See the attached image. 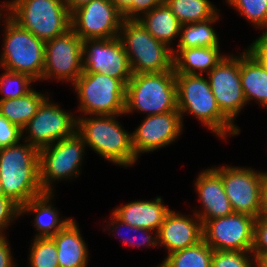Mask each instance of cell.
Here are the masks:
<instances>
[{"label":"cell","mask_w":267,"mask_h":267,"mask_svg":"<svg viewBox=\"0 0 267 267\" xmlns=\"http://www.w3.org/2000/svg\"><path fill=\"white\" fill-rule=\"evenodd\" d=\"M21 142L0 148L3 191L5 197L19 207L44 193L40 183L39 149L26 141Z\"/></svg>","instance_id":"6da1fadb"},{"label":"cell","mask_w":267,"mask_h":267,"mask_svg":"<svg viewBox=\"0 0 267 267\" xmlns=\"http://www.w3.org/2000/svg\"><path fill=\"white\" fill-rule=\"evenodd\" d=\"M177 84V109L183 116L191 114L203 126L221 139L240 134V128L233 124L219 109L207 77L203 75L175 74Z\"/></svg>","instance_id":"7a4b0ae2"},{"label":"cell","mask_w":267,"mask_h":267,"mask_svg":"<svg viewBox=\"0 0 267 267\" xmlns=\"http://www.w3.org/2000/svg\"><path fill=\"white\" fill-rule=\"evenodd\" d=\"M123 115L77 116V132L87 147L105 160L122 167L138 161L132 147V135L118 122Z\"/></svg>","instance_id":"3957f363"},{"label":"cell","mask_w":267,"mask_h":267,"mask_svg":"<svg viewBox=\"0 0 267 267\" xmlns=\"http://www.w3.org/2000/svg\"><path fill=\"white\" fill-rule=\"evenodd\" d=\"M134 111L146 116L178 111L174 68L165 72L132 75L126 84L124 115Z\"/></svg>","instance_id":"277c9868"},{"label":"cell","mask_w":267,"mask_h":267,"mask_svg":"<svg viewBox=\"0 0 267 267\" xmlns=\"http://www.w3.org/2000/svg\"><path fill=\"white\" fill-rule=\"evenodd\" d=\"M3 50L0 68L15 73H25L41 81L45 62V41L21 27L5 13Z\"/></svg>","instance_id":"5b68a950"},{"label":"cell","mask_w":267,"mask_h":267,"mask_svg":"<svg viewBox=\"0 0 267 267\" xmlns=\"http://www.w3.org/2000/svg\"><path fill=\"white\" fill-rule=\"evenodd\" d=\"M133 74L173 69V49L155 39L138 20L124 19L119 32Z\"/></svg>","instance_id":"8992f818"},{"label":"cell","mask_w":267,"mask_h":267,"mask_svg":"<svg viewBox=\"0 0 267 267\" xmlns=\"http://www.w3.org/2000/svg\"><path fill=\"white\" fill-rule=\"evenodd\" d=\"M10 17L37 38L48 41L71 29L65 0H9Z\"/></svg>","instance_id":"52a82bcc"},{"label":"cell","mask_w":267,"mask_h":267,"mask_svg":"<svg viewBox=\"0 0 267 267\" xmlns=\"http://www.w3.org/2000/svg\"><path fill=\"white\" fill-rule=\"evenodd\" d=\"M71 85L79 100L81 116L124 114L126 85L120 79L83 71Z\"/></svg>","instance_id":"ba28073f"},{"label":"cell","mask_w":267,"mask_h":267,"mask_svg":"<svg viewBox=\"0 0 267 267\" xmlns=\"http://www.w3.org/2000/svg\"><path fill=\"white\" fill-rule=\"evenodd\" d=\"M82 136L76 131L54 144L39 149L40 183L44 192H54V183L80 176L86 151Z\"/></svg>","instance_id":"9c48e42d"},{"label":"cell","mask_w":267,"mask_h":267,"mask_svg":"<svg viewBox=\"0 0 267 267\" xmlns=\"http://www.w3.org/2000/svg\"><path fill=\"white\" fill-rule=\"evenodd\" d=\"M222 177L225 193L234 212L257 218L261 215L264 171L252 167L223 165L214 167Z\"/></svg>","instance_id":"30bf717a"},{"label":"cell","mask_w":267,"mask_h":267,"mask_svg":"<svg viewBox=\"0 0 267 267\" xmlns=\"http://www.w3.org/2000/svg\"><path fill=\"white\" fill-rule=\"evenodd\" d=\"M59 106L48 96L22 129V140L41 149L73 135L77 131V115Z\"/></svg>","instance_id":"8fae6325"},{"label":"cell","mask_w":267,"mask_h":267,"mask_svg":"<svg viewBox=\"0 0 267 267\" xmlns=\"http://www.w3.org/2000/svg\"><path fill=\"white\" fill-rule=\"evenodd\" d=\"M82 45L83 41L72 29L45 41L42 81L54 79L73 84L83 72Z\"/></svg>","instance_id":"7c38bea8"},{"label":"cell","mask_w":267,"mask_h":267,"mask_svg":"<svg viewBox=\"0 0 267 267\" xmlns=\"http://www.w3.org/2000/svg\"><path fill=\"white\" fill-rule=\"evenodd\" d=\"M123 21L112 0H92L71 13V29L82 41L118 37Z\"/></svg>","instance_id":"4fadbf2b"},{"label":"cell","mask_w":267,"mask_h":267,"mask_svg":"<svg viewBox=\"0 0 267 267\" xmlns=\"http://www.w3.org/2000/svg\"><path fill=\"white\" fill-rule=\"evenodd\" d=\"M206 76L220 111L235 124L247 105L240 78V55L226 54Z\"/></svg>","instance_id":"5bb4252c"},{"label":"cell","mask_w":267,"mask_h":267,"mask_svg":"<svg viewBox=\"0 0 267 267\" xmlns=\"http://www.w3.org/2000/svg\"><path fill=\"white\" fill-rule=\"evenodd\" d=\"M83 71L120 79L125 85L133 73L123 43L118 37L87 39L82 45Z\"/></svg>","instance_id":"9a60e30c"},{"label":"cell","mask_w":267,"mask_h":267,"mask_svg":"<svg viewBox=\"0 0 267 267\" xmlns=\"http://www.w3.org/2000/svg\"><path fill=\"white\" fill-rule=\"evenodd\" d=\"M255 218L233 212L208 220L203 225V240L215 251H251Z\"/></svg>","instance_id":"2e32d148"},{"label":"cell","mask_w":267,"mask_h":267,"mask_svg":"<svg viewBox=\"0 0 267 267\" xmlns=\"http://www.w3.org/2000/svg\"><path fill=\"white\" fill-rule=\"evenodd\" d=\"M183 123L179 111L146 116L131 133L132 147L136 157L166 148L175 142L183 134Z\"/></svg>","instance_id":"e0dca14e"},{"label":"cell","mask_w":267,"mask_h":267,"mask_svg":"<svg viewBox=\"0 0 267 267\" xmlns=\"http://www.w3.org/2000/svg\"><path fill=\"white\" fill-rule=\"evenodd\" d=\"M171 211L166 215L157 236L158 245L167 250L168 255L198 244L203 240V224L200 218Z\"/></svg>","instance_id":"ac0fdd59"},{"label":"cell","mask_w":267,"mask_h":267,"mask_svg":"<svg viewBox=\"0 0 267 267\" xmlns=\"http://www.w3.org/2000/svg\"><path fill=\"white\" fill-rule=\"evenodd\" d=\"M194 186L202 207L193 212L195 211L203 225L208 220L234 212L225 193L221 174L213 166L198 174Z\"/></svg>","instance_id":"d6986e66"},{"label":"cell","mask_w":267,"mask_h":267,"mask_svg":"<svg viewBox=\"0 0 267 267\" xmlns=\"http://www.w3.org/2000/svg\"><path fill=\"white\" fill-rule=\"evenodd\" d=\"M161 196L152 200H137L118 206L112 212L128 225L158 232L171 209Z\"/></svg>","instance_id":"ffe728a7"},{"label":"cell","mask_w":267,"mask_h":267,"mask_svg":"<svg viewBox=\"0 0 267 267\" xmlns=\"http://www.w3.org/2000/svg\"><path fill=\"white\" fill-rule=\"evenodd\" d=\"M55 192H44L30 199L20 207V217L25 214H35L33 225L36 228L34 238H45L55 236L73 218L62 219L60 212L52 205ZM52 200V201H51Z\"/></svg>","instance_id":"44dd1931"},{"label":"cell","mask_w":267,"mask_h":267,"mask_svg":"<svg viewBox=\"0 0 267 267\" xmlns=\"http://www.w3.org/2000/svg\"><path fill=\"white\" fill-rule=\"evenodd\" d=\"M222 54L220 46L174 48L175 74L207 75L226 56Z\"/></svg>","instance_id":"7402d4cb"},{"label":"cell","mask_w":267,"mask_h":267,"mask_svg":"<svg viewBox=\"0 0 267 267\" xmlns=\"http://www.w3.org/2000/svg\"><path fill=\"white\" fill-rule=\"evenodd\" d=\"M240 54V78L246 98L267 109V67L247 48Z\"/></svg>","instance_id":"603a6c76"},{"label":"cell","mask_w":267,"mask_h":267,"mask_svg":"<svg viewBox=\"0 0 267 267\" xmlns=\"http://www.w3.org/2000/svg\"><path fill=\"white\" fill-rule=\"evenodd\" d=\"M51 238L57 247L59 267H87L88 247L74 218Z\"/></svg>","instance_id":"cb8c5ba5"},{"label":"cell","mask_w":267,"mask_h":267,"mask_svg":"<svg viewBox=\"0 0 267 267\" xmlns=\"http://www.w3.org/2000/svg\"><path fill=\"white\" fill-rule=\"evenodd\" d=\"M138 21L155 39L168 47L180 36L182 24L164 1L142 15Z\"/></svg>","instance_id":"d4e9b609"},{"label":"cell","mask_w":267,"mask_h":267,"mask_svg":"<svg viewBox=\"0 0 267 267\" xmlns=\"http://www.w3.org/2000/svg\"><path fill=\"white\" fill-rule=\"evenodd\" d=\"M50 95L37 92L34 88L21 97L0 100V115L23 129L36 114L42 102Z\"/></svg>","instance_id":"484cf974"},{"label":"cell","mask_w":267,"mask_h":267,"mask_svg":"<svg viewBox=\"0 0 267 267\" xmlns=\"http://www.w3.org/2000/svg\"><path fill=\"white\" fill-rule=\"evenodd\" d=\"M219 17L220 13L211 19L183 24L177 48L220 46L218 34L212 27L216 21L218 22Z\"/></svg>","instance_id":"4316f807"},{"label":"cell","mask_w":267,"mask_h":267,"mask_svg":"<svg viewBox=\"0 0 267 267\" xmlns=\"http://www.w3.org/2000/svg\"><path fill=\"white\" fill-rule=\"evenodd\" d=\"M183 25L215 17L219 10L210 0H163ZM218 11V12H217Z\"/></svg>","instance_id":"83f0119b"},{"label":"cell","mask_w":267,"mask_h":267,"mask_svg":"<svg viewBox=\"0 0 267 267\" xmlns=\"http://www.w3.org/2000/svg\"><path fill=\"white\" fill-rule=\"evenodd\" d=\"M214 250L204 241L167 255L163 267H211Z\"/></svg>","instance_id":"f1b7e54d"},{"label":"cell","mask_w":267,"mask_h":267,"mask_svg":"<svg viewBox=\"0 0 267 267\" xmlns=\"http://www.w3.org/2000/svg\"><path fill=\"white\" fill-rule=\"evenodd\" d=\"M111 219L109 220L108 224L106 225L107 227H105L106 229L111 230L112 235L120 237L119 239L122 238L123 239V244L124 245H128V246H132V247H141V246H147V247H151L153 246L155 247H159L158 245V236H157V232L156 231H152V230H148L145 228H139V227H134L131 225H128L126 222L120 220L113 212H111ZM109 226V227H108ZM123 229L124 232L121 233L122 231H120V229ZM125 229L127 230L125 233ZM119 230V231H118ZM130 232H133L134 235L131 237L126 235L129 234ZM154 232V233H153ZM140 234L141 236L139 237V239H137V234ZM153 233V234H152ZM120 235V236H119ZM126 235V236H125ZM134 239H133V238Z\"/></svg>","instance_id":"f546056e"},{"label":"cell","mask_w":267,"mask_h":267,"mask_svg":"<svg viewBox=\"0 0 267 267\" xmlns=\"http://www.w3.org/2000/svg\"><path fill=\"white\" fill-rule=\"evenodd\" d=\"M32 242L28 257L30 267H59L57 247L51 237L34 238Z\"/></svg>","instance_id":"4dcf8cb0"},{"label":"cell","mask_w":267,"mask_h":267,"mask_svg":"<svg viewBox=\"0 0 267 267\" xmlns=\"http://www.w3.org/2000/svg\"><path fill=\"white\" fill-rule=\"evenodd\" d=\"M37 82L25 73H15L5 70L0 77V100L13 99L29 93Z\"/></svg>","instance_id":"1f68e13d"},{"label":"cell","mask_w":267,"mask_h":267,"mask_svg":"<svg viewBox=\"0 0 267 267\" xmlns=\"http://www.w3.org/2000/svg\"><path fill=\"white\" fill-rule=\"evenodd\" d=\"M258 29L267 27V0H225Z\"/></svg>","instance_id":"d6a6232c"},{"label":"cell","mask_w":267,"mask_h":267,"mask_svg":"<svg viewBox=\"0 0 267 267\" xmlns=\"http://www.w3.org/2000/svg\"><path fill=\"white\" fill-rule=\"evenodd\" d=\"M211 267H257V260L251 251L214 250Z\"/></svg>","instance_id":"836d02e7"},{"label":"cell","mask_w":267,"mask_h":267,"mask_svg":"<svg viewBox=\"0 0 267 267\" xmlns=\"http://www.w3.org/2000/svg\"><path fill=\"white\" fill-rule=\"evenodd\" d=\"M251 252L257 261L267 255V218L263 216L255 218Z\"/></svg>","instance_id":"e575fe53"},{"label":"cell","mask_w":267,"mask_h":267,"mask_svg":"<svg viewBox=\"0 0 267 267\" xmlns=\"http://www.w3.org/2000/svg\"><path fill=\"white\" fill-rule=\"evenodd\" d=\"M20 216V207L8 197H0V235Z\"/></svg>","instance_id":"d590c367"},{"label":"cell","mask_w":267,"mask_h":267,"mask_svg":"<svg viewBox=\"0 0 267 267\" xmlns=\"http://www.w3.org/2000/svg\"><path fill=\"white\" fill-rule=\"evenodd\" d=\"M22 138V129L0 115V148L17 144Z\"/></svg>","instance_id":"8d00e7d4"},{"label":"cell","mask_w":267,"mask_h":267,"mask_svg":"<svg viewBox=\"0 0 267 267\" xmlns=\"http://www.w3.org/2000/svg\"><path fill=\"white\" fill-rule=\"evenodd\" d=\"M163 0H133L132 4L122 13L126 20H138L158 6Z\"/></svg>","instance_id":"74e56055"},{"label":"cell","mask_w":267,"mask_h":267,"mask_svg":"<svg viewBox=\"0 0 267 267\" xmlns=\"http://www.w3.org/2000/svg\"><path fill=\"white\" fill-rule=\"evenodd\" d=\"M262 34L257 39L252 41L247 49L254 54L267 67V27L261 28Z\"/></svg>","instance_id":"f35d334b"},{"label":"cell","mask_w":267,"mask_h":267,"mask_svg":"<svg viewBox=\"0 0 267 267\" xmlns=\"http://www.w3.org/2000/svg\"><path fill=\"white\" fill-rule=\"evenodd\" d=\"M11 251L7 237L5 235H0V267H17Z\"/></svg>","instance_id":"ab89813d"},{"label":"cell","mask_w":267,"mask_h":267,"mask_svg":"<svg viewBox=\"0 0 267 267\" xmlns=\"http://www.w3.org/2000/svg\"><path fill=\"white\" fill-rule=\"evenodd\" d=\"M260 216L267 218V172L264 174L262 183V206Z\"/></svg>","instance_id":"60d3db41"},{"label":"cell","mask_w":267,"mask_h":267,"mask_svg":"<svg viewBox=\"0 0 267 267\" xmlns=\"http://www.w3.org/2000/svg\"><path fill=\"white\" fill-rule=\"evenodd\" d=\"M92 0H65L67 7L72 13L75 9L82 7L83 5L91 2Z\"/></svg>","instance_id":"b9f144b4"},{"label":"cell","mask_w":267,"mask_h":267,"mask_svg":"<svg viewBox=\"0 0 267 267\" xmlns=\"http://www.w3.org/2000/svg\"><path fill=\"white\" fill-rule=\"evenodd\" d=\"M133 0H112L114 5L123 13L131 4Z\"/></svg>","instance_id":"7bdbcfd3"},{"label":"cell","mask_w":267,"mask_h":267,"mask_svg":"<svg viewBox=\"0 0 267 267\" xmlns=\"http://www.w3.org/2000/svg\"><path fill=\"white\" fill-rule=\"evenodd\" d=\"M0 20H3L1 19V17L3 16L2 14H4L2 11L4 10V12L6 13H10V3L9 1H4L3 3H1L0 5ZM3 9V10H2ZM1 22V21H0ZM1 27V26H0Z\"/></svg>","instance_id":"ee69618b"},{"label":"cell","mask_w":267,"mask_h":267,"mask_svg":"<svg viewBox=\"0 0 267 267\" xmlns=\"http://www.w3.org/2000/svg\"><path fill=\"white\" fill-rule=\"evenodd\" d=\"M257 267H267V255L257 261Z\"/></svg>","instance_id":"f6af8a7d"},{"label":"cell","mask_w":267,"mask_h":267,"mask_svg":"<svg viewBox=\"0 0 267 267\" xmlns=\"http://www.w3.org/2000/svg\"><path fill=\"white\" fill-rule=\"evenodd\" d=\"M0 197H5L1 181H0Z\"/></svg>","instance_id":"bcb514c9"}]
</instances>
